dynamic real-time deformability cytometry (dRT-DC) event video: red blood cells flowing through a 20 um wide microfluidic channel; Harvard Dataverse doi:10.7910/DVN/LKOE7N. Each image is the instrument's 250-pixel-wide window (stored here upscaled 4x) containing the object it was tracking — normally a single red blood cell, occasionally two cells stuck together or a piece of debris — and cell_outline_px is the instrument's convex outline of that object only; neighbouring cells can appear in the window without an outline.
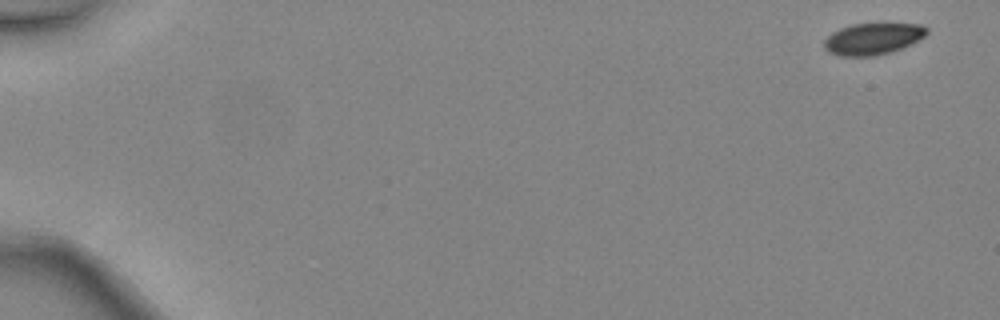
{"species": "common noctule bat (a hibernating species)", "species_latin": "Nyctalus noctula", "temperature_condition": "warm", "stored_images_in_passage": 4, "camera_frame_rate_fps": 3000, "um_per_image_px": 0.085, "animal": {"sex": "female", "body_mass_g": 24.6, "forearm_length_mm": 56.2}, "frame": {"image": 1, "passage_image": 1, "time_ms": 0.0, "image_size_px": [1000, 320], "cell_outline_px": [[928, 32], [924, 36], [892, 52], [876, 56], [840, 56], [828, 52], [824, 48], [824, 40], [832, 32], [840, 28], [852, 24], [920, 24], [928, 28]], "centroid_in_image_um": [74.15, 3.3], "position_along_channel_um": 10.9, "area_um2": 18.73}}